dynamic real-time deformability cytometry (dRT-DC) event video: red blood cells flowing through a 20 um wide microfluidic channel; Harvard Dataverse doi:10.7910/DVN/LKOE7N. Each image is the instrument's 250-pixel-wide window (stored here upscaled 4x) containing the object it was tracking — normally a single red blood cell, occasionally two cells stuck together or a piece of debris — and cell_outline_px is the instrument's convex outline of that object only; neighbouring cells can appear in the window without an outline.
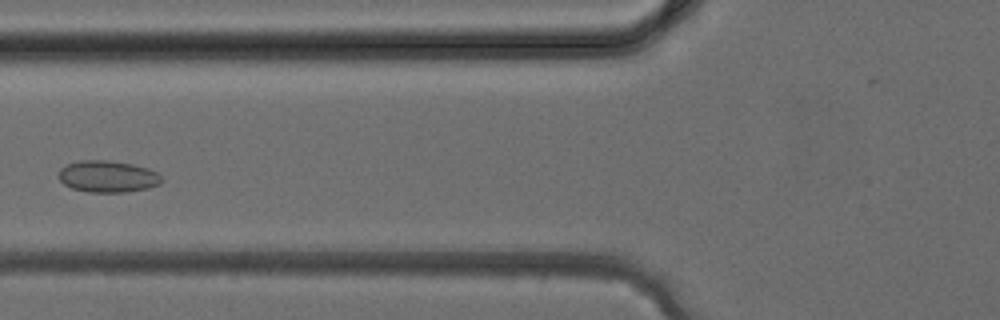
{"species": "common noctule bat (a hibernating species)", "species_latin": "Nyctalus noctula", "temperature_condition": "cold", "stored_images_in_passage": 37, "segment_of_instrument_passage": [1, 2], "camera_frame_rate_fps": 3000, "um_per_image_px": 0.085, "animal": {"sex": "female", "body_mass_g": 24.6, "forearm_length_mm": 56.2}, "frame": {"image": 1, "passage_image": 13, "time_ms": 4.0, "image_size_px": [1000, 320], "cell_outline_px": [[164, 180], [160, 184], [148, 188], [124, 192], [88, 192], [72, 188], [64, 184], [60, 180], [60, 168], [68, 164], [80, 160], [108, 160], [132, 164], [148, 168], [156, 172]], "centroid_in_image_um": [9.18, 15.0], "position_along_channel_um": 116.6, "area_um2": 18.96}}
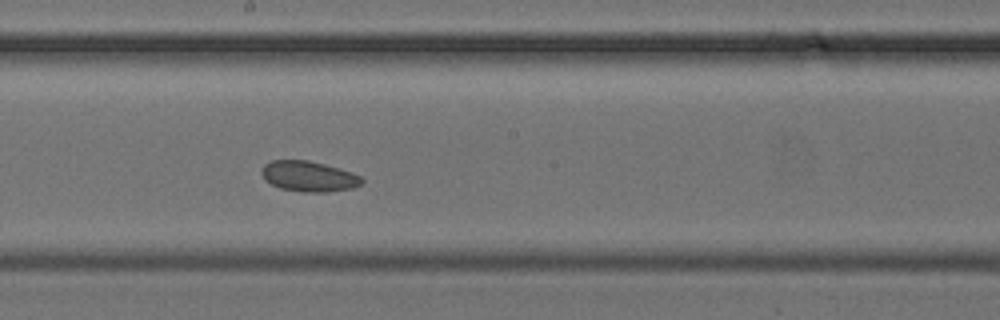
{"frame": {"image": 2, "passage_image": 19, "time_ms": 6.0, "image_size_px": [1000, 320], "cell_outline_px": [[364, 180], [360, 184], [352, 188], [328, 192], [300, 192], [280, 188], [264, 180], [260, 172], [264, 164], [272, 160], [308, 160], [324, 164], [352, 172], [360, 176]], "centroid_in_image_um": [26.21, 14.99], "position_along_channel_um": 222.0, "area_um2": 17.86}}
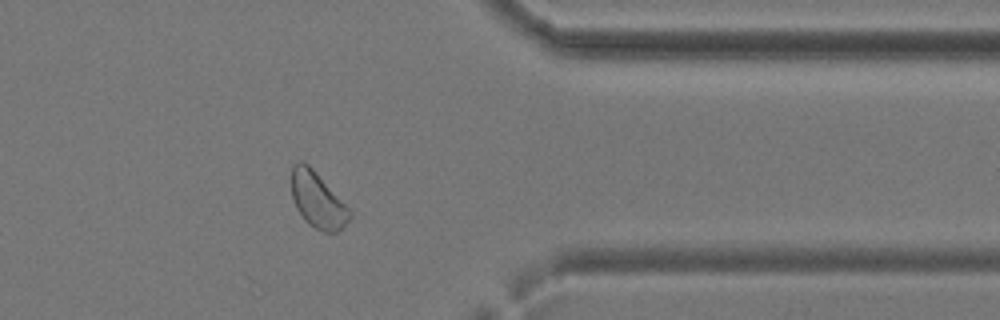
{"frame": {"image": 3, "passage_image": 29, "time_ms": 9.333, "image_size_px": [1000, 320], "cell_outline_px": [[352, 216], [336, 232], [324, 232], [308, 224], [304, 220], [296, 208], [292, 196], [292, 164], [300, 160], [308, 164], [316, 172], [352, 212]], "centroid_in_image_um": [26.97, 16.99], "position_along_channel_um": 384.4, "area_um2": 18.61}}